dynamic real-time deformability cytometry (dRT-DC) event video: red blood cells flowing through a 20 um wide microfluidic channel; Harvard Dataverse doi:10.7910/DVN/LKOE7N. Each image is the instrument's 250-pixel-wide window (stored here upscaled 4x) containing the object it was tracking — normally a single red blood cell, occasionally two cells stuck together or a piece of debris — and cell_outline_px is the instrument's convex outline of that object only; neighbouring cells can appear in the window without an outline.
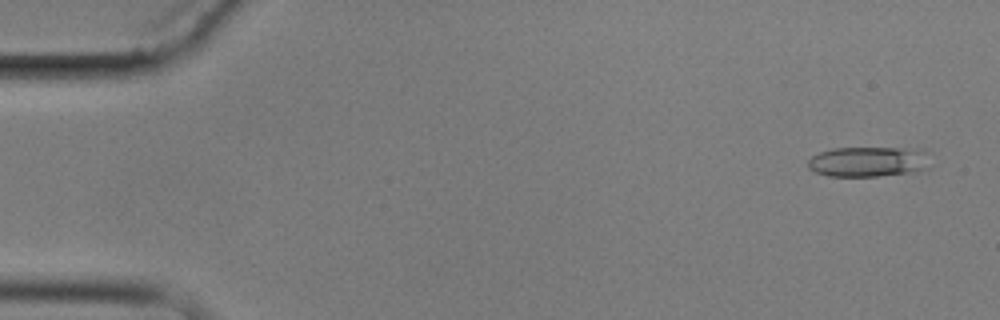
{"species": "common noctule bat (a hibernating species)", "species_latin": "Nyctalus noctula", "temperature_condition": "cold", "stored_images_in_passage": 5, "camera_frame_rate_fps": 3000, "um_per_image_px": 0.085, "animal": {"sex": "male", "body_mass_g": 17.9}, "frame": {"image": 1, "passage_image": 1, "time_ms": 0.0, "image_size_px": [1000, 320], "cell_outline_px": [[928, 168], [912, 172], [876, 176], [828, 176], [816, 172], [808, 168], [808, 160], [812, 156], [820, 152], [832, 148], [900, 148], [916, 152]], "centroid_in_image_um": [73.57, 13.76], "position_along_channel_um": 11.4, "area_um2": 20.46}}
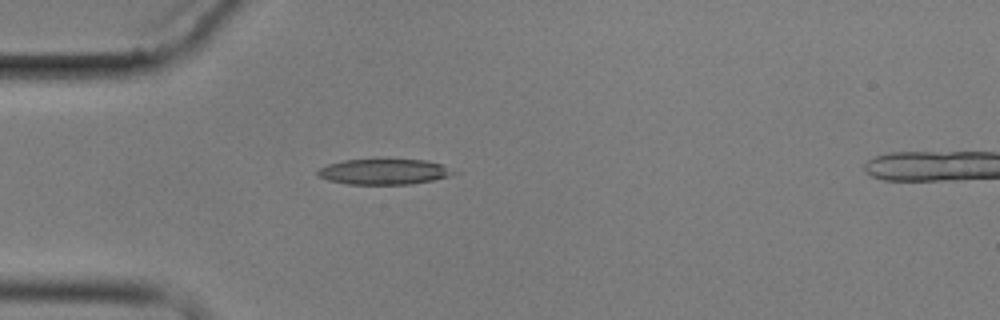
{"frame": {"image": 2, "passage_image": 4, "time_ms": 4.333, "image_size_px": [1000, 320], "cell_outline_px": [[460, 172], [452, 176], [412, 184], [348, 184], [328, 180], [320, 176], [316, 172], [320, 168], [328, 164], [344, 160], [388, 156], [428, 160], [444, 164]], "centroid_in_image_um": [32.75, 14.53], "position_along_channel_um": 52.3, "area_um2": 21.5}}